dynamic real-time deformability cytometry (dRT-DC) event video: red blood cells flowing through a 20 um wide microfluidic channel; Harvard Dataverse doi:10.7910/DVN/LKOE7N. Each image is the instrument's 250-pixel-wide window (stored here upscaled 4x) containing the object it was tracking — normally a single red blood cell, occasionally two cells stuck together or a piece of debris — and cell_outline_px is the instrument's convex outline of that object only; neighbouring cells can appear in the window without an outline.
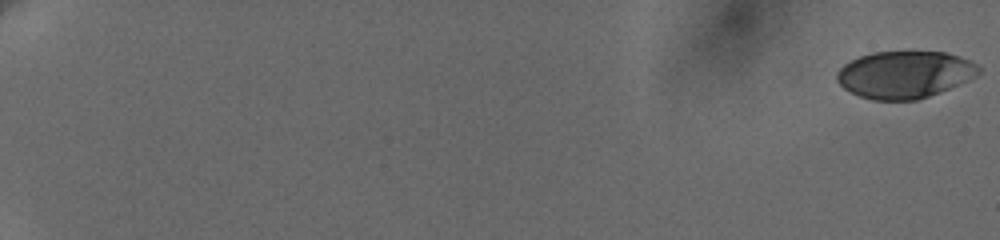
{"species": "human", "species_latin": "Homo sapiens", "temperature_condition": "cold", "stored_images_in_passage": 58, "camera_frame_rate_fps": 3000, "um_per_image_px": 0.085, "donor": {"sex": "female"}, "frame": {"image": 1, "passage_image": 1, "time_ms": 0.0, "image_size_px": [1000, 240], "cell_outline_px": [[980, 72], [940, 92], [916, 100], [872, 100], [860, 96], [844, 88], [836, 80], [836, 72], [844, 64], [860, 56], [872, 52], [944, 52], [960, 56], [976, 64], [980, 68]], "centroid_in_image_um": [76.84, 6.33], "position_along_channel_um": 8.2, "area_um2": 38.44}}
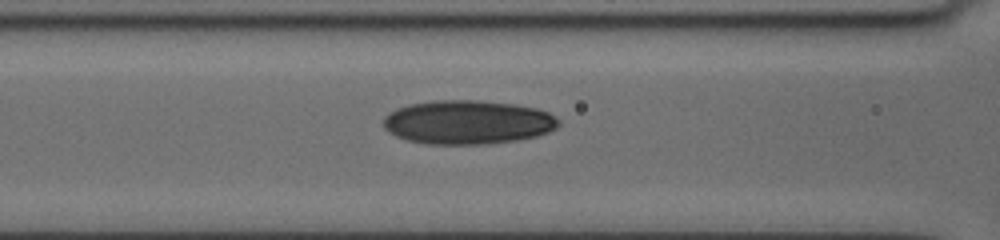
{"frame": {"image": 2, "passage_image": 49, "time_ms": 9.667, "image_size_px": [1000, 240], "cell_outline_px": [[560, 124], [556, 128], [548, 132], [536, 136], [516, 140], [484, 144], [424, 144], [408, 140], [396, 136], [388, 132], [384, 128], [384, 116], [388, 112], [396, 108], [408, 104], [432, 100], [476, 100], [516, 104], [536, 108], [548, 112], [556, 116], [560, 120]], "centroid_in_image_um": [39.74, 10.38], "position_along_channel_um": 126.9, "area_um2": 45.2}}
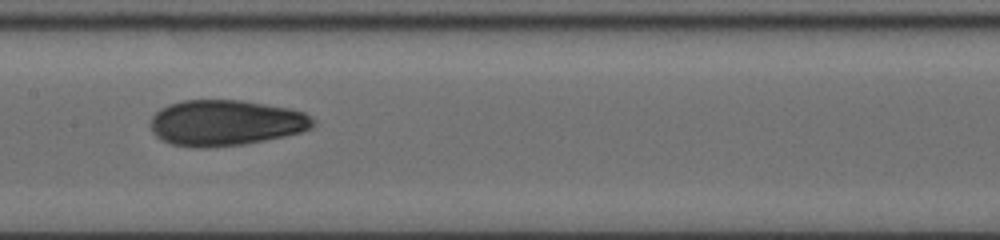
{"frame": {"image": 3, "passage_image": 57, "time_ms": 11.333, "image_size_px": [1000, 240], "cell_outline_px": [[316, 120], [312, 128], [300, 132], [284, 136], [244, 144], [208, 148], [192, 148], [172, 144], [160, 140], [152, 132], [152, 116], [160, 108], [168, 104], [184, 100], [240, 100], [288, 108], [304, 112]], "centroid_in_image_um": [19.16, 10.45], "position_along_channel_um": 188.2, "area_um2": 43.47}}